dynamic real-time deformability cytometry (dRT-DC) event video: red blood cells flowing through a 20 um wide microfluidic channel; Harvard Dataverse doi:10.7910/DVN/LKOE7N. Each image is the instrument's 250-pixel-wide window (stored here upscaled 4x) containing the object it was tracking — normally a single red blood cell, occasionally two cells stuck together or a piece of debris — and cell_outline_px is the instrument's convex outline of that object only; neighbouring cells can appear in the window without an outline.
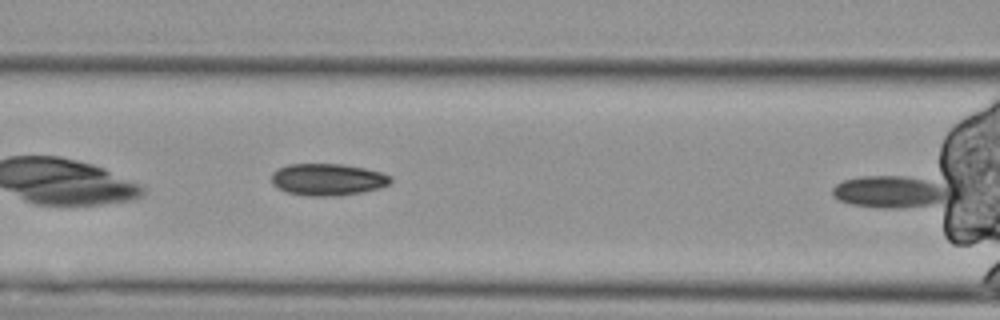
{"species": "Egyptian fruit bat (a non-hibernating species)", "species_latin": "Rousettus aegyptiacus", "temperature_condition": "cold", "stored_images_in_passage": 7, "camera_frame_rate_fps": 3000, "um_per_image_px": 0.085, "animal": {"sex": "female"}, "frame": {"image": 1, "passage_image": 7, "time_ms": 2.0, "image_size_px": [1000, 320], "cell_outline_px": [[960, 192], [956, 200], [948, 208], [876, 208], [852, 204], [840, 200], [832, 192], [832, 188], [836, 184], [844, 180], [864, 176], [904, 176], [952, 184]], "centroid_in_image_um": [76.16, 16.36], "position_along_channel_um": 90.4, "area_um2": 24.45}}